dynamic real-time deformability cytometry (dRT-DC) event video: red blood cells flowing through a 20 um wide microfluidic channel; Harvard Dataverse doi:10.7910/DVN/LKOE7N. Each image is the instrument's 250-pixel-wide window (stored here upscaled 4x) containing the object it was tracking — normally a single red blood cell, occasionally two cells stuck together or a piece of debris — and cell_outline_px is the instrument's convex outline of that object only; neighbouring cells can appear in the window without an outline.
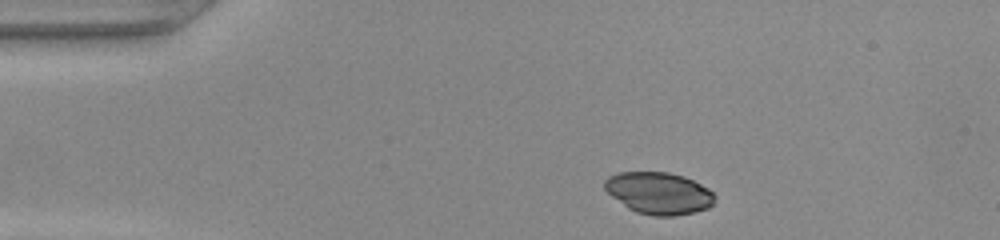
{"species": "common noctule bat (a hibernating species)", "species_latin": "Nyctalus noctula", "temperature_condition": "warm", "stored_images_in_passage": 34, "camera_frame_rate_fps": 3000, "um_per_image_px": 0.085, "animal": {"sex": "female", "body_mass_g": 22.0, "forearm_length_mm": 56.7}, "frame": {"image": 1, "passage_image": 1, "time_ms": 0.0, "image_size_px": [1000, 240], "cell_outline_px": [[716, 196], [712, 204], [708, 208], [676, 216], [652, 216], [636, 212], [628, 208], [612, 196], [604, 188], [604, 180], [608, 176], [620, 172], [668, 172], [684, 176], [708, 188]], "centroid_in_image_um": [55.99, 16.41], "position_along_channel_um": 29.0, "area_um2": 26.88}}
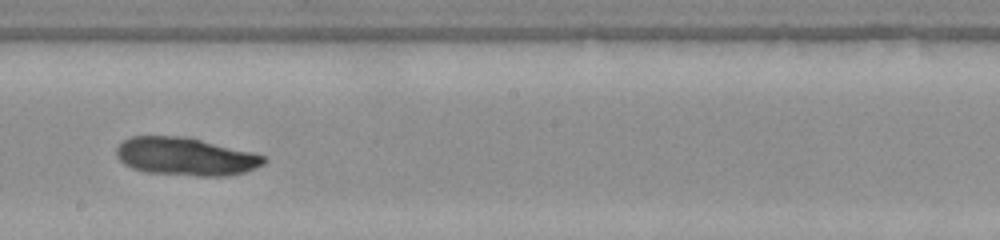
{"frame": {"image": 2, "passage_image": 20, "time_ms": 6.333, "image_size_px": [1000, 240], "cell_outline_px": [[268, 160], [264, 164], [256, 168], [244, 172], [228, 176], [196, 176], [144, 172], [132, 168], [124, 164], [116, 156], [116, 148], [124, 140], [132, 136], [184, 136], [252, 152], [264, 156]], "centroid_in_image_um": [15.77, 13.31], "position_along_channel_um": 232.4, "area_um2": 32.71}}
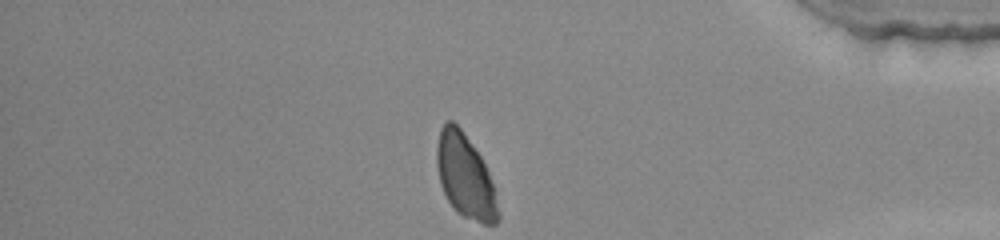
{"frame": {"image": 3, "passage_image": 34, "time_ms": 11.0, "image_size_px": [1000, 240], "cell_outline_px": [[500, 220], [496, 224], [484, 224], [464, 216], [456, 212], [448, 200], [440, 184], [436, 164], [436, 148], [440, 128], [448, 120], [452, 120], [460, 128], [480, 156], [488, 172], [492, 184], [500, 216]], "centroid_in_image_um": [39.52, 14.99], "position_along_channel_um": 395.7, "area_um2": 29.54}}